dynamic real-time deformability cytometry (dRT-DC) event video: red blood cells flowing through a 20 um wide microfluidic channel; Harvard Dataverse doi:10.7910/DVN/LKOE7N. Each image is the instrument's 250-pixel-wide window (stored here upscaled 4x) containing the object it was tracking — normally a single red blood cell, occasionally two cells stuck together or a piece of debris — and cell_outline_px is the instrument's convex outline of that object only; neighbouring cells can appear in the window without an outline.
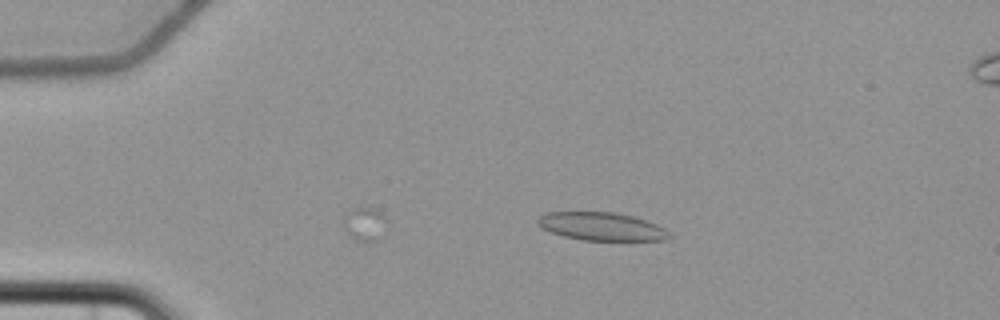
{"species": "common noctule bat (a hibernating species)", "species_latin": "Nyctalus noctula", "temperature_condition": "cold", "stored_images_in_passage": 3, "camera_frame_rate_fps": 3000, "um_per_image_px": 0.085, "animal": {"sex": "female", "body_mass_g": 22.7, "forearm_length_mm": 54.2}, "frame": {"image": 1, "passage_image": 3, "time_ms": 2.333, "image_size_px": [1000, 320], "cell_outline_px": [[672, 236], [668, 240], [584, 240], [564, 236], [540, 228], [536, 224], [536, 220], [544, 212], [616, 212], [632, 216], [656, 224], [664, 228]], "centroid_in_image_um": [51.1, 19.24], "position_along_channel_um": 33.9, "area_um2": 21.56}}